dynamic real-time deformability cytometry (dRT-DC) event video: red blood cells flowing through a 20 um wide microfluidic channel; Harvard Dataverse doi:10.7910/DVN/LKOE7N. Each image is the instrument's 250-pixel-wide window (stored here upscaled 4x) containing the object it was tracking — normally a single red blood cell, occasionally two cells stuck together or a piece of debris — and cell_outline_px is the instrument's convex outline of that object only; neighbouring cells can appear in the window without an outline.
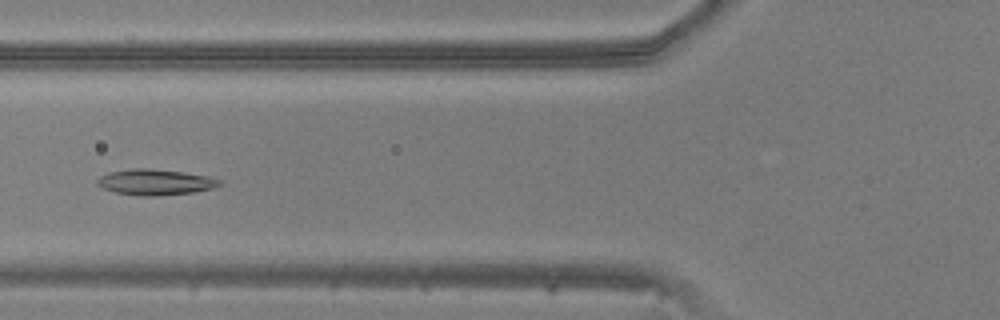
{"species": "common noctule bat (a hibernating species)", "species_latin": "Nyctalus noctula", "temperature_condition": "warm", "stored_images_in_passage": 36, "camera_frame_rate_fps": 3000, "um_per_image_px": 0.085, "animal": {"sex": "male", "body_mass_g": 20.5, "forearm_length_mm": 52.5}, "frame": {"image": 1, "passage_image": 6, "time_ms": 1.667, "image_size_px": [1000, 320], "cell_outline_px": [[220, 184], [212, 188], [192, 192], [156, 196], [136, 196], [116, 192], [104, 188], [96, 184], [96, 180], [100, 176], [108, 172], [132, 168], [148, 168], [184, 172], [208, 176], [220, 180]], "centroid_in_image_um": [13.15, 15.47], "position_along_channel_um": 112.7, "area_um2": 18.32}}
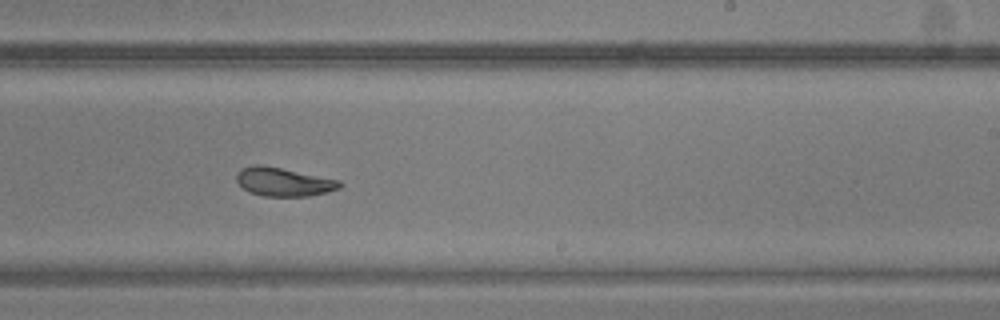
{"frame": {"image": 2, "passage_image": 17, "time_ms": 5.333, "image_size_px": [1000, 320], "cell_outline_px": [[344, 184], [340, 188], [328, 192], [308, 196], [264, 196], [248, 192], [236, 180], [236, 172], [240, 168], [256, 164], [260, 164], [340, 180]], "centroid_in_image_um": [24.1, 15.46], "position_along_channel_um": 264.9, "area_um2": 17.22}}
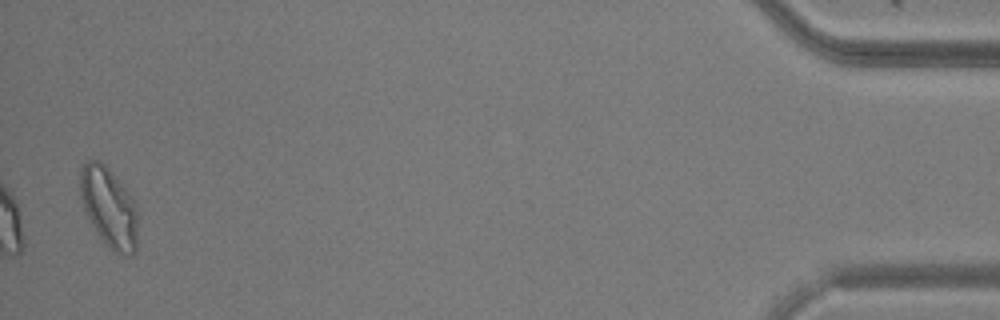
{"frame": {"image": 3, "passage_image": 35, "time_ms": 11.333, "image_size_px": [1000, 320], "cell_outline_px": [[136, 252], [132, 256], [128, 256], [116, 252], [108, 248], [104, 244], [92, 224], [84, 208], [80, 196], [80, 168], [88, 160], [100, 160], [108, 168], [132, 196], [136, 208]], "centroid_in_image_um": [9.25, 17.63], "position_along_channel_um": 425.9, "area_um2": 26.7}}